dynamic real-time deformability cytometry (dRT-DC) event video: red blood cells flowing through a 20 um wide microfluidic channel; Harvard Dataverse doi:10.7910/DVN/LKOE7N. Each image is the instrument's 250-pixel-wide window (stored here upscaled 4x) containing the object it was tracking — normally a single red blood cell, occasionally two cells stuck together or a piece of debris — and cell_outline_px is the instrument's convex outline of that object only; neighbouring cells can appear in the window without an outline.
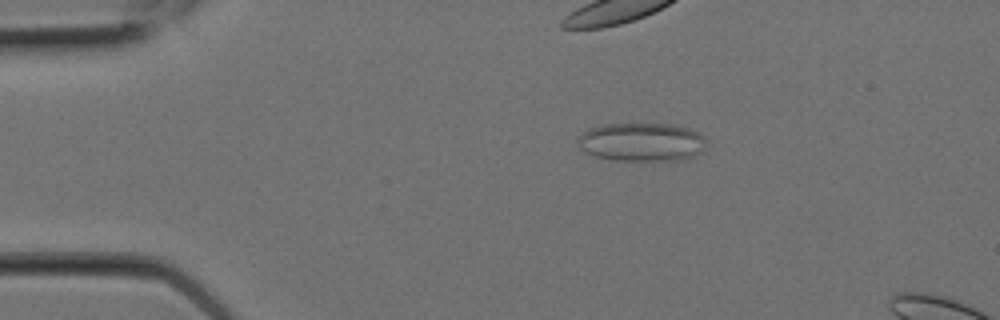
{"species": "Egyptian fruit bat (a non-hibernating species)", "species_latin": "Rousettus aegyptiacus", "temperature_condition": "room temperature", "stored_images_in_passage": 4, "camera_frame_rate_fps": 3000, "um_per_image_px": 0.085, "animal": {"sex": "female"}, "frame": {"image": 1, "passage_image": 1, "time_ms": 0.0, "image_size_px": [1000, 320], "cell_outline_px": [[704, 152], [684, 160], [616, 160], [596, 156], [580, 148], [576, 144], [576, 140], [584, 132], [592, 128], [604, 124], [672, 124], [688, 128], [704, 136]], "centroid_in_image_um": [54.57, 12.08], "position_along_channel_um": 30.4, "area_um2": 28.73}}